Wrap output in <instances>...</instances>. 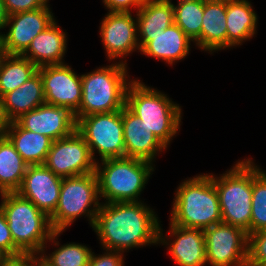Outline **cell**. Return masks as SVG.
I'll list each match as a JSON object with an SVG mask.
<instances>
[{
  "instance_id": "f546056e",
  "label": "cell",
  "mask_w": 266,
  "mask_h": 266,
  "mask_svg": "<svg viewBox=\"0 0 266 266\" xmlns=\"http://www.w3.org/2000/svg\"><path fill=\"white\" fill-rule=\"evenodd\" d=\"M266 229V171L252 179L250 234Z\"/></svg>"
},
{
  "instance_id": "277c9868",
  "label": "cell",
  "mask_w": 266,
  "mask_h": 266,
  "mask_svg": "<svg viewBox=\"0 0 266 266\" xmlns=\"http://www.w3.org/2000/svg\"><path fill=\"white\" fill-rule=\"evenodd\" d=\"M127 67L115 61L81 74L82 100L74 114L76 121L80 117L115 112L125 107L127 88L132 82Z\"/></svg>"
},
{
  "instance_id": "8fae6325",
  "label": "cell",
  "mask_w": 266,
  "mask_h": 266,
  "mask_svg": "<svg viewBox=\"0 0 266 266\" xmlns=\"http://www.w3.org/2000/svg\"><path fill=\"white\" fill-rule=\"evenodd\" d=\"M44 165L61 178L85 175L96 170L90 148L77 130L53 141Z\"/></svg>"
},
{
  "instance_id": "ab89813d",
  "label": "cell",
  "mask_w": 266,
  "mask_h": 266,
  "mask_svg": "<svg viewBox=\"0 0 266 266\" xmlns=\"http://www.w3.org/2000/svg\"><path fill=\"white\" fill-rule=\"evenodd\" d=\"M5 55H6V52L3 48L2 42L0 40V65H1V62H2L3 58L5 57Z\"/></svg>"
},
{
  "instance_id": "5b68a950",
  "label": "cell",
  "mask_w": 266,
  "mask_h": 266,
  "mask_svg": "<svg viewBox=\"0 0 266 266\" xmlns=\"http://www.w3.org/2000/svg\"><path fill=\"white\" fill-rule=\"evenodd\" d=\"M249 157L238 160L218 177L212 173L218 193L222 222L238 226L250 234L252 179L262 170Z\"/></svg>"
},
{
  "instance_id": "44dd1931",
  "label": "cell",
  "mask_w": 266,
  "mask_h": 266,
  "mask_svg": "<svg viewBox=\"0 0 266 266\" xmlns=\"http://www.w3.org/2000/svg\"><path fill=\"white\" fill-rule=\"evenodd\" d=\"M193 43L210 54L227 49L226 1H204L201 35Z\"/></svg>"
},
{
  "instance_id": "836d02e7",
  "label": "cell",
  "mask_w": 266,
  "mask_h": 266,
  "mask_svg": "<svg viewBox=\"0 0 266 266\" xmlns=\"http://www.w3.org/2000/svg\"><path fill=\"white\" fill-rule=\"evenodd\" d=\"M102 254L92 252L89 266H124L125 255L120 251L105 250ZM104 253V254H103Z\"/></svg>"
},
{
  "instance_id": "d6986e66",
  "label": "cell",
  "mask_w": 266,
  "mask_h": 266,
  "mask_svg": "<svg viewBox=\"0 0 266 266\" xmlns=\"http://www.w3.org/2000/svg\"><path fill=\"white\" fill-rule=\"evenodd\" d=\"M122 123L125 157L153 163L158 154L167 149L143 123V120H140L126 106L122 109Z\"/></svg>"
},
{
  "instance_id": "4dcf8cb0",
  "label": "cell",
  "mask_w": 266,
  "mask_h": 266,
  "mask_svg": "<svg viewBox=\"0 0 266 266\" xmlns=\"http://www.w3.org/2000/svg\"><path fill=\"white\" fill-rule=\"evenodd\" d=\"M247 266H266V229L248 235Z\"/></svg>"
},
{
  "instance_id": "4316f807",
  "label": "cell",
  "mask_w": 266,
  "mask_h": 266,
  "mask_svg": "<svg viewBox=\"0 0 266 266\" xmlns=\"http://www.w3.org/2000/svg\"><path fill=\"white\" fill-rule=\"evenodd\" d=\"M60 234L62 231H54L48 240L49 244L54 243L57 248L54 247V251L47 254L46 243L40 255L52 266H89L92 249L75 242L61 245L58 241Z\"/></svg>"
},
{
  "instance_id": "7a4b0ae2",
  "label": "cell",
  "mask_w": 266,
  "mask_h": 266,
  "mask_svg": "<svg viewBox=\"0 0 266 266\" xmlns=\"http://www.w3.org/2000/svg\"><path fill=\"white\" fill-rule=\"evenodd\" d=\"M170 222L205 230L222 222L218 193L209 174L186 178L175 191Z\"/></svg>"
},
{
  "instance_id": "74e56055",
  "label": "cell",
  "mask_w": 266,
  "mask_h": 266,
  "mask_svg": "<svg viewBox=\"0 0 266 266\" xmlns=\"http://www.w3.org/2000/svg\"><path fill=\"white\" fill-rule=\"evenodd\" d=\"M8 15L6 14L5 8H4V2L3 0H0V31L2 29H5V24L7 21ZM2 36V31L0 32V38Z\"/></svg>"
},
{
  "instance_id": "7402d4cb",
  "label": "cell",
  "mask_w": 266,
  "mask_h": 266,
  "mask_svg": "<svg viewBox=\"0 0 266 266\" xmlns=\"http://www.w3.org/2000/svg\"><path fill=\"white\" fill-rule=\"evenodd\" d=\"M258 16L249 0L226 1L227 49L243 45L257 34Z\"/></svg>"
},
{
  "instance_id": "3957f363",
  "label": "cell",
  "mask_w": 266,
  "mask_h": 266,
  "mask_svg": "<svg viewBox=\"0 0 266 266\" xmlns=\"http://www.w3.org/2000/svg\"><path fill=\"white\" fill-rule=\"evenodd\" d=\"M125 106L143 120L166 148L180 132L182 107L169 99L164 92L146 85L141 80L133 79L129 84Z\"/></svg>"
},
{
  "instance_id": "7c38bea8",
  "label": "cell",
  "mask_w": 266,
  "mask_h": 266,
  "mask_svg": "<svg viewBox=\"0 0 266 266\" xmlns=\"http://www.w3.org/2000/svg\"><path fill=\"white\" fill-rule=\"evenodd\" d=\"M135 16L131 12H107L100 22V38L108 61L118 59L119 63L127 65L123 59L135 51L140 52Z\"/></svg>"
},
{
  "instance_id": "d4e9b609",
  "label": "cell",
  "mask_w": 266,
  "mask_h": 266,
  "mask_svg": "<svg viewBox=\"0 0 266 266\" xmlns=\"http://www.w3.org/2000/svg\"><path fill=\"white\" fill-rule=\"evenodd\" d=\"M137 36H154L174 23L172 0L144 2L136 12Z\"/></svg>"
},
{
  "instance_id": "5bb4252c",
  "label": "cell",
  "mask_w": 266,
  "mask_h": 266,
  "mask_svg": "<svg viewBox=\"0 0 266 266\" xmlns=\"http://www.w3.org/2000/svg\"><path fill=\"white\" fill-rule=\"evenodd\" d=\"M49 5L7 17L5 30L9 29L6 33L3 32L0 38L6 54L21 55L31 41L52 24L55 16Z\"/></svg>"
},
{
  "instance_id": "9a60e30c",
  "label": "cell",
  "mask_w": 266,
  "mask_h": 266,
  "mask_svg": "<svg viewBox=\"0 0 266 266\" xmlns=\"http://www.w3.org/2000/svg\"><path fill=\"white\" fill-rule=\"evenodd\" d=\"M159 227L158 244L166 246L177 266H205L206 247L202 229L185 228L169 222L167 234ZM174 237V238H173ZM173 240V241H172Z\"/></svg>"
},
{
  "instance_id": "30bf717a",
  "label": "cell",
  "mask_w": 266,
  "mask_h": 266,
  "mask_svg": "<svg viewBox=\"0 0 266 266\" xmlns=\"http://www.w3.org/2000/svg\"><path fill=\"white\" fill-rule=\"evenodd\" d=\"M203 232L209 266H247L248 234L244 229L221 222Z\"/></svg>"
},
{
  "instance_id": "1f68e13d",
  "label": "cell",
  "mask_w": 266,
  "mask_h": 266,
  "mask_svg": "<svg viewBox=\"0 0 266 266\" xmlns=\"http://www.w3.org/2000/svg\"><path fill=\"white\" fill-rule=\"evenodd\" d=\"M0 251L7 258H16L24 254L15 246L5 215L0 207Z\"/></svg>"
},
{
  "instance_id": "e0dca14e",
  "label": "cell",
  "mask_w": 266,
  "mask_h": 266,
  "mask_svg": "<svg viewBox=\"0 0 266 266\" xmlns=\"http://www.w3.org/2000/svg\"><path fill=\"white\" fill-rule=\"evenodd\" d=\"M16 122L22 128L45 135L53 141L69 136L77 126L75 116L68 108L46 103L23 114Z\"/></svg>"
},
{
  "instance_id": "8992f818",
  "label": "cell",
  "mask_w": 266,
  "mask_h": 266,
  "mask_svg": "<svg viewBox=\"0 0 266 266\" xmlns=\"http://www.w3.org/2000/svg\"><path fill=\"white\" fill-rule=\"evenodd\" d=\"M0 198L15 246L24 255L40 254L54 232L50 217L17 192L2 193Z\"/></svg>"
},
{
  "instance_id": "d590c367",
  "label": "cell",
  "mask_w": 266,
  "mask_h": 266,
  "mask_svg": "<svg viewBox=\"0 0 266 266\" xmlns=\"http://www.w3.org/2000/svg\"><path fill=\"white\" fill-rule=\"evenodd\" d=\"M2 266H36V254L24 255L16 258H7Z\"/></svg>"
},
{
  "instance_id": "d6a6232c",
  "label": "cell",
  "mask_w": 266,
  "mask_h": 266,
  "mask_svg": "<svg viewBox=\"0 0 266 266\" xmlns=\"http://www.w3.org/2000/svg\"><path fill=\"white\" fill-rule=\"evenodd\" d=\"M3 2L6 14L9 16L43 8L49 3V0H3Z\"/></svg>"
},
{
  "instance_id": "ac0fdd59",
  "label": "cell",
  "mask_w": 266,
  "mask_h": 266,
  "mask_svg": "<svg viewBox=\"0 0 266 266\" xmlns=\"http://www.w3.org/2000/svg\"><path fill=\"white\" fill-rule=\"evenodd\" d=\"M140 54L164 61L168 65L182 61L191 51L192 41L175 23L154 36H137Z\"/></svg>"
},
{
  "instance_id": "b9f144b4",
  "label": "cell",
  "mask_w": 266,
  "mask_h": 266,
  "mask_svg": "<svg viewBox=\"0 0 266 266\" xmlns=\"http://www.w3.org/2000/svg\"><path fill=\"white\" fill-rule=\"evenodd\" d=\"M203 1H228V0H203Z\"/></svg>"
},
{
  "instance_id": "9c48e42d",
  "label": "cell",
  "mask_w": 266,
  "mask_h": 266,
  "mask_svg": "<svg viewBox=\"0 0 266 266\" xmlns=\"http://www.w3.org/2000/svg\"><path fill=\"white\" fill-rule=\"evenodd\" d=\"M76 130L85 139L96 162L125 157L122 110L80 117Z\"/></svg>"
},
{
  "instance_id": "2e32d148",
  "label": "cell",
  "mask_w": 266,
  "mask_h": 266,
  "mask_svg": "<svg viewBox=\"0 0 266 266\" xmlns=\"http://www.w3.org/2000/svg\"><path fill=\"white\" fill-rule=\"evenodd\" d=\"M62 180L63 178L54 174L44 164L28 165L21 186L16 192L50 217L58 204Z\"/></svg>"
},
{
  "instance_id": "f35d334b",
  "label": "cell",
  "mask_w": 266,
  "mask_h": 266,
  "mask_svg": "<svg viewBox=\"0 0 266 266\" xmlns=\"http://www.w3.org/2000/svg\"><path fill=\"white\" fill-rule=\"evenodd\" d=\"M36 266H52L40 254H36Z\"/></svg>"
},
{
  "instance_id": "60d3db41",
  "label": "cell",
  "mask_w": 266,
  "mask_h": 266,
  "mask_svg": "<svg viewBox=\"0 0 266 266\" xmlns=\"http://www.w3.org/2000/svg\"><path fill=\"white\" fill-rule=\"evenodd\" d=\"M7 259V257L0 251V266H2L3 262Z\"/></svg>"
},
{
  "instance_id": "7bdbcfd3",
  "label": "cell",
  "mask_w": 266,
  "mask_h": 266,
  "mask_svg": "<svg viewBox=\"0 0 266 266\" xmlns=\"http://www.w3.org/2000/svg\"><path fill=\"white\" fill-rule=\"evenodd\" d=\"M143 2H149V1H160V0H142Z\"/></svg>"
},
{
  "instance_id": "ba28073f",
  "label": "cell",
  "mask_w": 266,
  "mask_h": 266,
  "mask_svg": "<svg viewBox=\"0 0 266 266\" xmlns=\"http://www.w3.org/2000/svg\"><path fill=\"white\" fill-rule=\"evenodd\" d=\"M101 205L96 172L63 178L58 204L50 216L54 231L67 230L80 216L93 227Z\"/></svg>"
},
{
  "instance_id": "f1b7e54d",
  "label": "cell",
  "mask_w": 266,
  "mask_h": 266,
  "mask_svg": "<svg viewBox=\"0 0 266 266\" xmlns=\"http://www.w3.org/2000/svg\"><path fill=\"white\" fill-rule=\"evenodd\" d=\"M177 3L176 5L173 4L174 23L177 24L192 41H195L201 35L204 1L188 0Z\"/></svg>"
},
{
  "instance_id": "83f0119b",
  "label": "cell",
  "mask_w": 266,
  "mask_h": 266,
  "mask_svg": "<svg viewBox=\"0 0 266 266\" xmlns=\"http://www.w3.org/2000/svg\"><path fill=\"white\" fill-rule=\"evenodd\" d=\"M38 70V67L19 54H6L0 65V99L20 87Z\"/></svg>"
},
{
  "instance_id": "6da1fadb",
  "label": "cell",
  "mask_w": 266,
  "mask_h": 266,
  "mask_svg": "<svg viewBox=\"0 0 266 266\" xmlns=\"http://www.w3.org/2000/svg\"><path fill=\"white\" fill-rule=\"evenodd\" d=\"M160 222L144 201L101 203L92 229L101 250L127 253L134 248L157 246Z\"/></svg>"
},
{
  "instance_id": "cb8c5ba5",
  "label": "cell",
  "mask_w": 266,
  "mask_h": 266,
  "mask_svg": "<svg viewBox=\"0 0 266 266\" xmlns=\"http://www.w3.org/2000/svg\"><path fill=\"white\" fill-rule=\"evenodd\" d=\"M6 136L28 165H43L53 143L51 138L26 130L16 121L9 122Z\"/></svg>"
},
{
  "instance_id": "52a82bcc",
  "label": "cell",
  "mask_w": 266,
  "mask_h": 266,
  "mask_svg": "<svg viewBox=\"0 0 266 266\" xmlns=\"http://www.w3.org/2000/svg\"><path fill=\"white\" fill-rule=\"evenodd\" d=\"M96 162L101 203L142 201L140 195L155 171L151 162L123 157ZM106 199V200H105Z\"/></svg>"
},
{
  "instance_id": "e575fe53",
  "label": "cell",
  "mask_w": 266,
  "mask_h": 266,
  "mask_svg": "<svg viewBox=\"0 0 266 266\" xmlns=\"http://www.w3.org/2000/svg\"><path fill=\"white\" fill-rule=\"evenodd\" d=\"M102 2L108 12H131L132 8L137 12L144 3L142 0H102Z\"/></svg>"
},
{
  "instance_id": "ffe728a7",
  "label": "cell",
  "mask_w": 266,
  "mask_h": 266,
  "mask_svg": "<svg viewBox=\"0 0 266 266\" xmlns=\"http://www.w3.org/2000/svg\"><path fill=\"white\" fill-rule=\"evenodd\" d=\"M67 34L56 19L43 32L39 33L21 54L38 68L47 65L64 64L67 52Z\"/></svg>"
},
{
  "instance_id": "603a6c76",
  "label": "cell",
  "mask_w": 266,
  "mask_h": 266,
  "mask_svg": "<svg viewBox=\"0 0 266 266\" xmlns=\"http://www.w3.org/2000/svg\"><path fill=\"white\" fill-rule=\"evenodd\" d=\"M3 110L9 122L16 121L23 114L45 104L43 82L37 71L17 89L2 98Z\"/></svg>"
},
{
  "instance_id": "8d00e7d4",
  "label": "cell",
  "mask_w": 266,
  "mask_h": 266,
  "mask_svg": "<svg viewBox=\"0 0 266 266\" xmlns=\"http://www.w3.org/2000/svg\"><path fill=\"white\" fill-rule=\"evenodd\" d=\"M9 121L5 116L2 101L0 99V137L6 135V131L8 129Z\"/></svg>"
},
{
  "instance_id": "484cf974",
  "label": "cell",
  "mask_w": 266,
  "mask_h": 266,
  "mask_svg": "<svg viewBox=\"0 0 266 266\" xmlns=\"http://www.w3.org/2000/svg\"><path fill=\"white\" fill-rule=\"evenodd\" d=\"M28 164L5 135L0 137V192H16L22 183Z\"/></svg>"
},
{
  "instance_id": "4fadbf2b",
  "label": "cell",
  "mask_w": 266,
  "mask_h": 266,
  "mask_svg": "<svg viewBox=\"0 0 266 266\" xmlns=\"http://www.w3.org/2000/svg\"><path fill=\"white\" fill-rule=\"evenodd\" d=\"M67 64L42 66L37 71L42 78L45 103L68 108L75 114L82 100L81 75Z\"/></svg>"
}]
</instances>
